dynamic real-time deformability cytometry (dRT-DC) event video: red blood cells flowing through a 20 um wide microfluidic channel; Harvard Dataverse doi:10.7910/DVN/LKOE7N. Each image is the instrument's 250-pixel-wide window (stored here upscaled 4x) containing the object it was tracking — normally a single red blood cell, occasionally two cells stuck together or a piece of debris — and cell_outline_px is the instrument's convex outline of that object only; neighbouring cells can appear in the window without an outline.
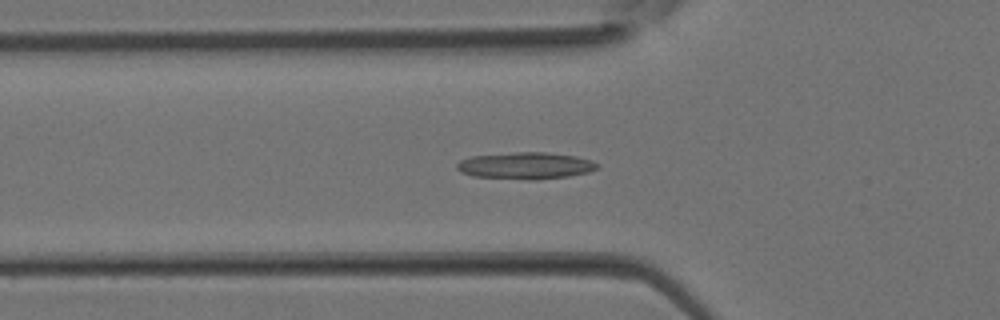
{"species": "Egyptian fruit bat (a non-hibernating species)", "species_latin": "Rousettus aegyptiacus", "temperature_condition": "room temperature", "stored_images_in_passage": 32, "camera_frame_rate_fps": 3000, "um_per_image_px": 0.085, "animal": {"sex": "female"}, "frame": {"image": 1, "passage_image": 8, "time_ms": 2.333, "image_size_px": [1000, 320], "cell_outline_px": [[600, 164], [596, 168], [588, 172], [568, 176], [536, 180], [528, 180], [472, 176], [460, 172], [456, 168], [456, 164], [460, 160], [472, 156], [516, 152], [544, 152], [576, 156], [592, 160]], "centroid_in_image_um": [44.66, 14.08], "position_along_channel_um": 81.1, "area_um2": 22.02}}
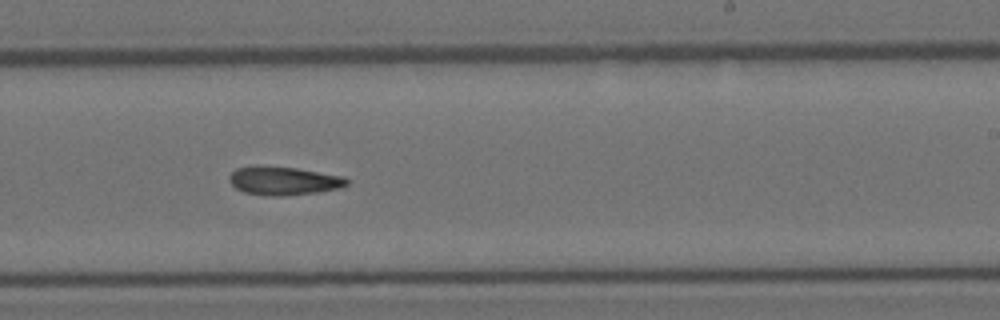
{"frame": {"image": 2, "passage_image": 18, "time_ms": 5.667, "image_size_px": [1000, 320], "cell_outline_px": [[348, 184], [340, 188], [316, 192], [280, 196], [272, 196], [244, 192], [236, 188], [228, 180], [228, 176], [236, 168], [256, 164], [296, 168], [344, 176], [348, 180]], "centroid_in_image_um": [24.07, 15.34], "position_along_channel_um": 264.9, "area_um2": 19.65}}
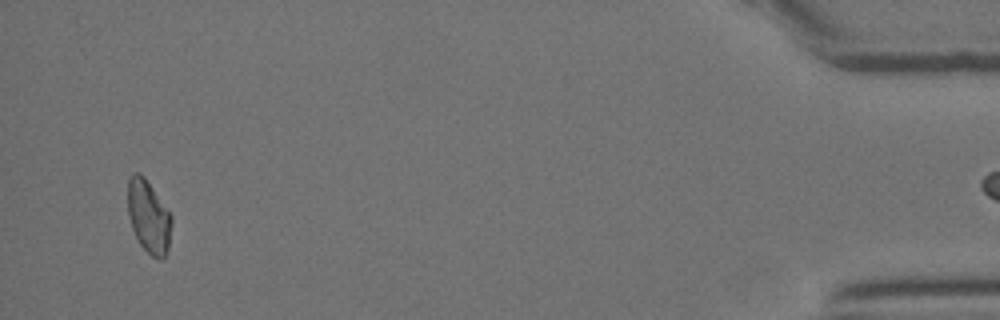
{"frame": {"image": 3, "passage_image": 31, "time_ms": 10.0, "image_size_px": [1000, 320], "cell_outline_px": [[172, 224], [168, 248], [164, 260], [160, 260], [152, 256], [140, 244], [132, 228], [128, 216], [128, 180], [132, 172], [140, 172], [144, 176], [172, 216]], "centroid_in_image_um": [12.63, 18.41], "position_along_channel_um": 422.6, "area_um2": 18.61}}